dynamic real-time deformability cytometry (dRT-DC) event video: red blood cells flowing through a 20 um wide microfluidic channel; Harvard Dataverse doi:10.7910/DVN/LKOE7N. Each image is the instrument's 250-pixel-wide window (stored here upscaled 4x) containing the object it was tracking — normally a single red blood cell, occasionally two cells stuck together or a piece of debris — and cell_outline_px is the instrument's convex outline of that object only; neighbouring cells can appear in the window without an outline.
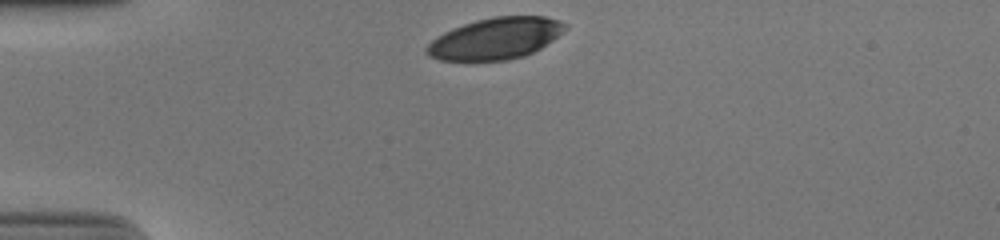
{"species": "human", "species_latin": "Homo sapiens", "temperature_condition": "cold", "stored_images_in_passage": 31, "camera_frame_rate_fps": 3000, "um_per_image_px": 0.085, "donor": {"sex": "male"}, "frame": {"image": 1, "passage_image": 1, "time_ms": 0.0, "image_size_px": [1000, 240], "cell_outline_px": [[568, 28], [552, 40], [540, 48], [524, 56], [508, 60], [440, 60], [428, 56], [424, 52], [424, 48], [436, 36], [452, 28], [476, 20], [496, 16], [544, 16], [560, 20], [568, 24]], "centroid_in_image_um": [42.11, 3.26], "position_along_channel_um": 42.9, "area_um2": 33.52}}
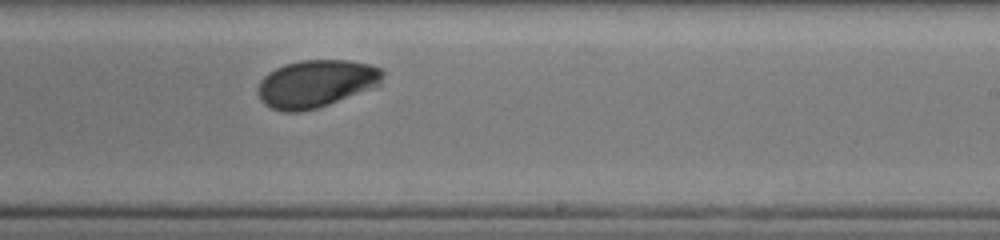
{"frame": {"image": 2, "passage_image": 21, "time_ms": 6.667, "image_size_px": [1000, 240], "cell_outline_px": [[384, 76], [380, 84], [328, 104], [316, 108], [300, 112], [280, 112], [264, 104], [260, 100], [260, 80], [268, 72], [284, 64], [300, 60], [348, 60], [372, 64], [380, 68], [384, 72]], "centroid_in_image_um": [26.86, 7.09], "position_along_channel_um": 262.1, "area_um2": 34.33}}
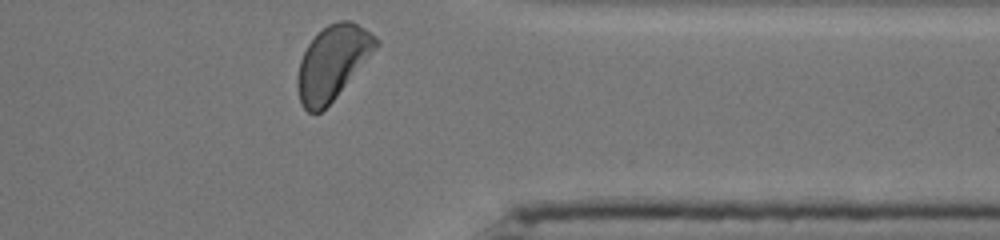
{"frame": {"image": 3, "passage_image": 31, "time_ms": 10.0, "image_size_px": [1000, 240], "cell_outline_px": [[380, 44], [336, 96], [320, 112], [308, 112], [304, 108], [300, 100], [296, 84], [296, 80], [300, 60], [308, 44], [328, 24], [340, 20], [352, 20], [364, 28], [380, 40]], "centroid_in_image_um": [28.26, 5.3], "position_along_channel_um": 383.1, "area_um2": 33.23}, "authors_computed_cell_mechanics": {"area_um2": 35.3736, "velocity_mm_per_s": 3.8175, "shape_relaxation_time_tau1_ms": 2.0544, "shape_relaxation_time_tau2_ms": null, "deformation_change_tau1": 0.1051, "deformation_change_tau2": null}}